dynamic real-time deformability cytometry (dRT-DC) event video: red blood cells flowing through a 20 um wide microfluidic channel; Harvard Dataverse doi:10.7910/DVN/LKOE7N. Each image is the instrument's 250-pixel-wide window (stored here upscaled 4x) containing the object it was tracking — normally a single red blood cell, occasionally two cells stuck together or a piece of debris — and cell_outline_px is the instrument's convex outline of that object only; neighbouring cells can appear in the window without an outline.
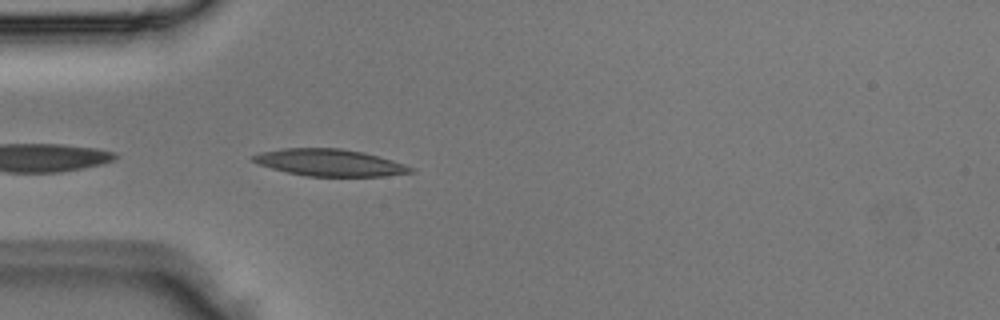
{"species": "Egyptian fruit bat (a non-hibernating species)", "species_latin": "Rousettus aegyptiacus", "temperature_condition": "room temperature", "stored_images_in_passage": 2, "camera_frame_rate_fps": 3000, "um_per_image_px": 0.085, "animal": {"sex": "male"}, "frame": {"image": 1, "passage_image": 2, "time_ms": 0.333, "image_size_px": [1000, 320], "cell_outline_px": [[416, 172], [384, 176], [308, 176], [288, 172], [272, 168], [260, 164], [252, 160], [252, 156], [260, 152], [284, 148], [340, 148], [364, 152], [392, 160], [416, 168]], "centroid_in_image_um": [28.08, 13.82], "position_along_channel_um": 56.9, "area_um2": 24.62}}